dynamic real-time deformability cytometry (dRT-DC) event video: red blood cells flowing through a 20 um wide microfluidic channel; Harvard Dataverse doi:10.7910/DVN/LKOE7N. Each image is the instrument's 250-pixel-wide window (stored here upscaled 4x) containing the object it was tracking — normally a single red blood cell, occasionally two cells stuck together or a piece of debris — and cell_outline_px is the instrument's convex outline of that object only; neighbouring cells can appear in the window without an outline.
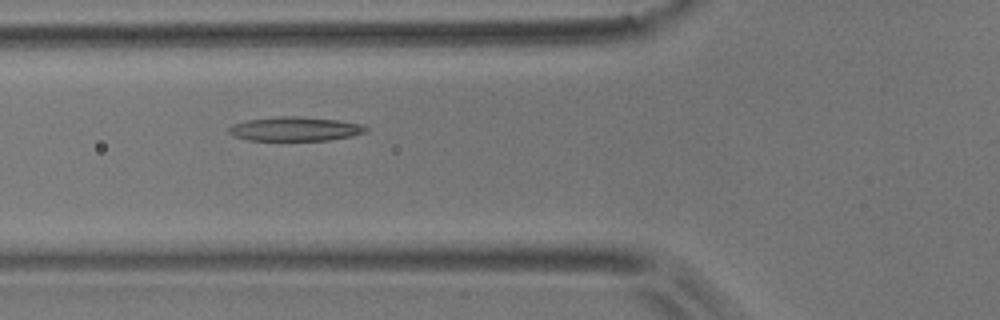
{"species": "common noctule bat (a hibernating species)", "species_latin": "Nyctalus noctula", "temperature_condition": "room temperature", "stored_images_in_passage": 6, "camera_frame_rate_fps": 3000, "um_per_image_px": 0.085, "animal": {"sex": "male", "body_mass_g": 17.9}, "frame": {"image": 1, "passage_image": 6, "time_ms": 1.667, "image_size_px": [1000, 320], "cell_outline_px": [[368, 132], [352, 136], [328, 140], [248, 140], [232, 136], [228, 132], [228, 128], [232, 124], [248, 120], [276, 116], [300, 116], [336, 120], [360, 124], [368, 128]], "centroid_in_image_um": [25.06, 10.96], "position_along_channel_um": 100.7, "area_um2": 19.31}}